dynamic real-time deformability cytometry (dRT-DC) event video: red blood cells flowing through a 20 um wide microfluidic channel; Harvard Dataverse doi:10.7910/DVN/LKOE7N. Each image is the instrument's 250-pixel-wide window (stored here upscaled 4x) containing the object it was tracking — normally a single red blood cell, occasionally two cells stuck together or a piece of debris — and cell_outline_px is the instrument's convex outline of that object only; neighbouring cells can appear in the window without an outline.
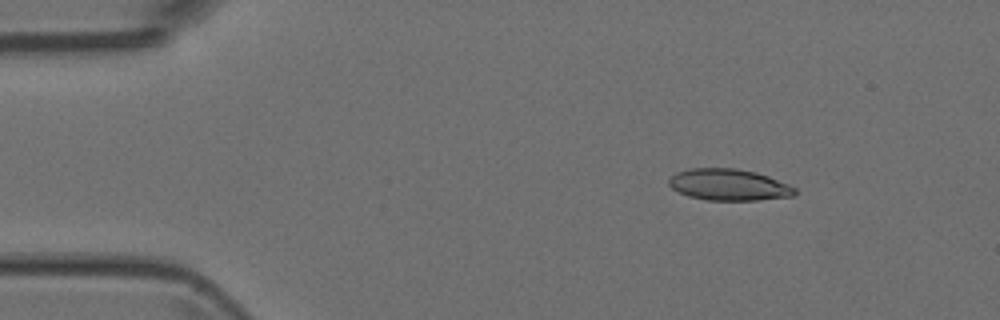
{"species": "Egyptian fruit bat (a non-hibernating species)", "species_latin": "Rousettus aegyptiacus", "temperature_condition": "room temperature", "stored_images_in_passage": 50, "camera_frame_rate_fps": 3000, "um_per_image_px": 0.085, "animal": {"sex": "female"}, "frame": {"image": 1, "passage_image": 6, "time_ms": 1.667, "image_size_px": [1000, 320], "cell_outline_px": [[796, 192], [792, 196], [756, 200], [708, 200], [688, 196], [672, 188], [668, 184], [668, 180], [676, 172], [692, 168], [736, 168], [756, 172], [768, 176], [788, 184], [796, 188]], "centroid_in_image_um": [61.94, 15.7], "position_along_channel_um": 23.1, "area_um2": 23.0}}
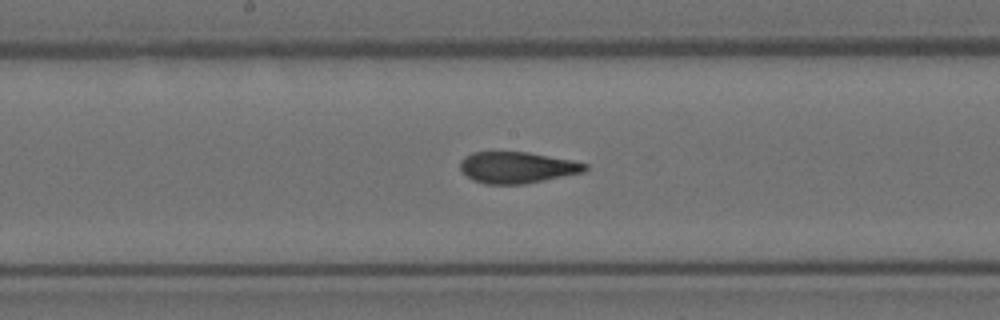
{"frame": {"image": 2, "passage_image": 25, "time_ms": 8.0, "image_size_px": [1000, 320], "cell_outline_px": [[588, 168], [584, 172], [524, 184], [484, 184], [472, 180], [460, 168], [460, 160], [464, 156], [472, 152], [528, 152], [572, 160], [588, 164]], "centroid_in_image_um": [43.94, 14.23], "position_along_channel_um": 204.3, "area_um2": 22.83}}
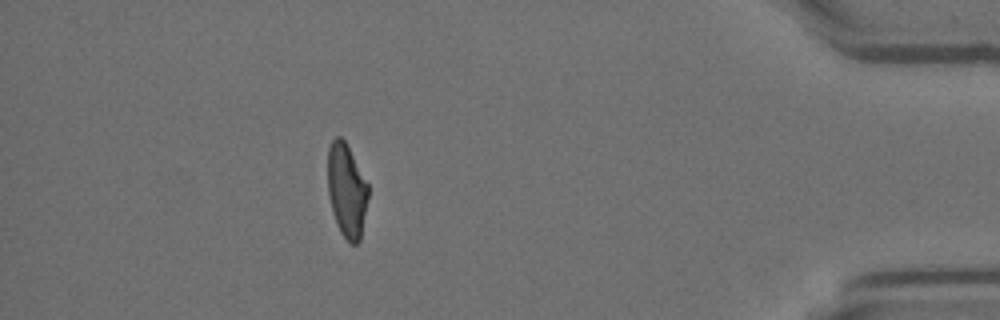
{"frame": {"image": 3, "passage_image": 44, "time_ms": 14.333, "image_size_px": [1000, 320], "cell_outline_px": [[368, 196], [360, 240], [356, 244], [348, 244], [340, 232], [336, 224], [332, 212], [328, 196], [328, 148], [332, 140], [336, 136], [340, 136], [344, 140], [368, 184]], "centroid_in_image_um": [29.45, 16.23], "position_along_channel_um": 405.8, "area_um2": 22.08}}